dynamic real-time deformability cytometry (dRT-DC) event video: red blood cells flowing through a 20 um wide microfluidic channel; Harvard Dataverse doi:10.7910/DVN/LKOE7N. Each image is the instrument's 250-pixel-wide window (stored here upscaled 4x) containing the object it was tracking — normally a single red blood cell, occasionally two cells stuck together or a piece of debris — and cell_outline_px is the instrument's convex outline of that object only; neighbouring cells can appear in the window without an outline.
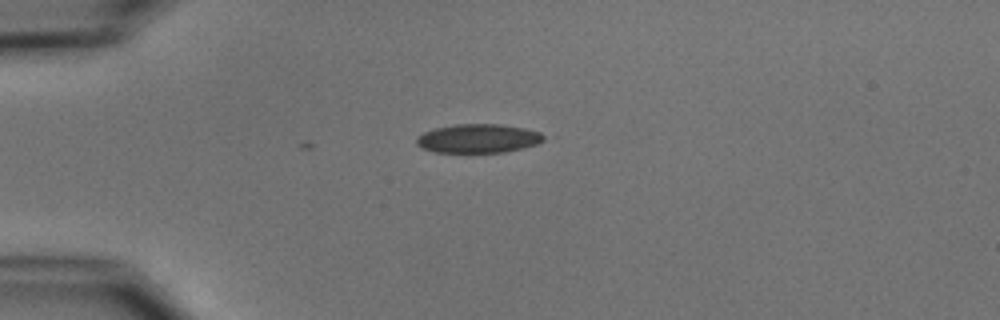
{"species": "common noctule bat (a hibernating species)", "species_latin": "Nyctalus noctula", "temperature_condition": "cold", "stored_images_in_passage": 2, "camera_frame_rate_fps": 3000, "um_per_image_px": 0.085, "animal": {"sex": "male", "body_mass_g": 15.6}, "frame": {"image": 1, "passage_image": 2, "time_ms": 0.333, "image_size_px": [1000, 320], "cell_outline_px": [[548, 136], [544, 140], [536, 144], [504, 152], [432, 152], [416, 144], [416, 136], [424, 132], [436, 128], [456, 124], [500, 124], [524, 128], [540, 132]], "centroid_in_image_um": [40.65, 11.76], "position_along_channel_um": 44.3, "area_um2": 21.33}}